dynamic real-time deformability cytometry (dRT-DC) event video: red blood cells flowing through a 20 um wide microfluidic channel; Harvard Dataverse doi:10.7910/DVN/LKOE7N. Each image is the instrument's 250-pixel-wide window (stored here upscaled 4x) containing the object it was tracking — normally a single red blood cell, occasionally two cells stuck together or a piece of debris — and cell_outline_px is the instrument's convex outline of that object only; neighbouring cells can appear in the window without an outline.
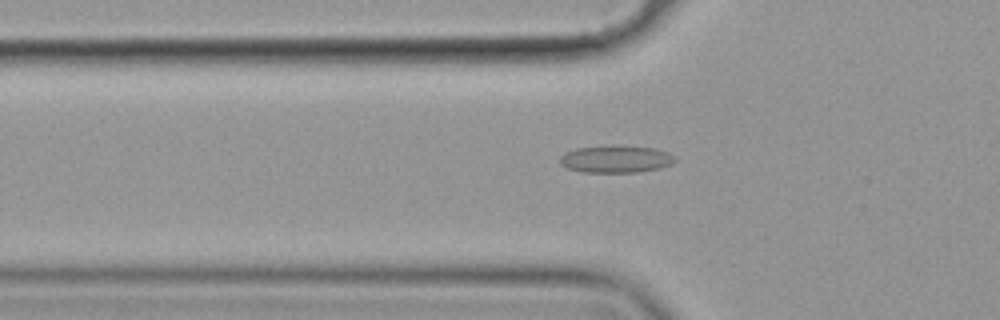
{"species": "common noctule bat (a hibernating species)", "species_latin": "Nyctalus noctula", "temperature_condition": "cold", "stored_images_in_passage": 58, "camera_frame_rate_fps": 3000, "um_per_image_px": 0.085, "animal": {"sex": "female", "body_mass_g": 19.9}, "frame": {"image": 1, "passage_image": 20, "time_ms": 6.333, "image_size_px": [1000, 320], "cell_outline_px": [[676, 160], [672, 164], [660, 168], [636, 172], [584, 172], [568, 168], [560, 164], [560, 156], [576, 148], [656, 148], [668, 152]], "centroid_in_image_um": [52.37, 13.57], "position_along_channel_um": 73.4, "area_um2": 17.28}}
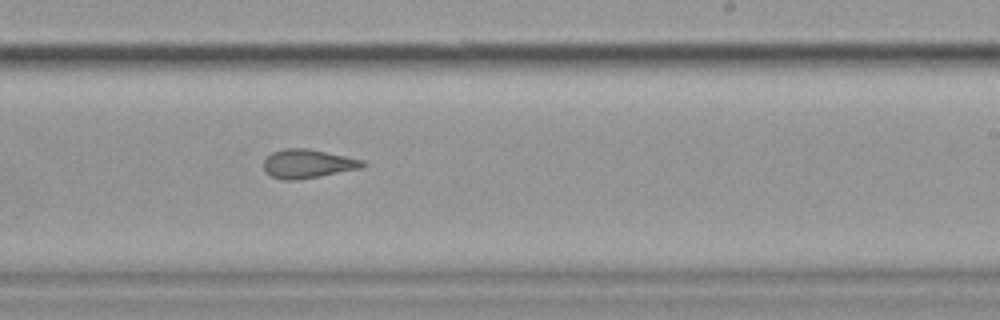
{"frame": {"image": 2, "passage_image": 36, "time_ms": 11.667, "image_size_px": [1000, 320], "cell_outline_px": [[368, 164], [360, 168], [320, 176], [296, 180], [284, 180], [272, 176], [264, 172], [264, 160], [272, 152], [284, 148], [308, 148], [364, 160]], "centroid_in_image_um": [26.15, 13.91], "position_along_channel_um": 262.9, "area_um2": 16.59}}
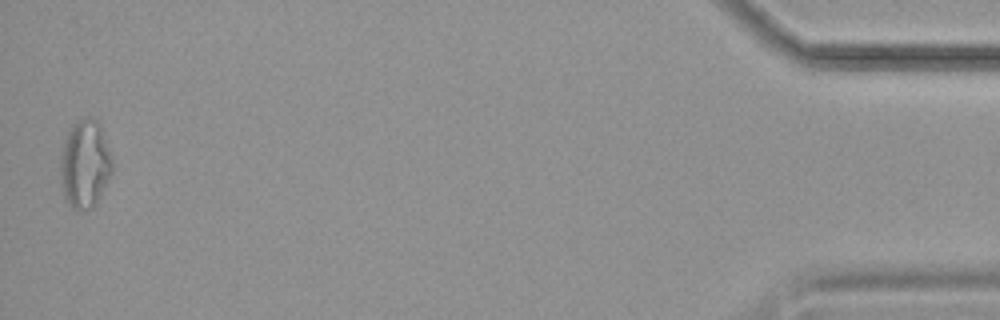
{"frame": {"image": 3, "passage_image": 57, "time_ms": 18.667, "image_size_px": [1000, 320], "cell_outline_px": [[112, 172], [96, 204], [92, 208], [76, 208], [64, 200], [60, 184], [60, 156], [64, 140], [68, 128], [72, 124], [84, 116], [96, 120], [100, 124], [112, 160]], "centroid_in_image_um": [7.18, 13.91], "position_along_channel_um": 428.0, "area_um2": 26.7}, "authors_computed_cell_mechanics": {"area_um2": 18.5538, "velocity_mm_per_s": 3.5582, "shape_relaxation_time_tau1_ms": 9.404, "shape_relaxation_time_tau2_ms": 2.1812, "deformation_change_tau1": 0.1729, "deformation_change_tau2": 0.1089}}